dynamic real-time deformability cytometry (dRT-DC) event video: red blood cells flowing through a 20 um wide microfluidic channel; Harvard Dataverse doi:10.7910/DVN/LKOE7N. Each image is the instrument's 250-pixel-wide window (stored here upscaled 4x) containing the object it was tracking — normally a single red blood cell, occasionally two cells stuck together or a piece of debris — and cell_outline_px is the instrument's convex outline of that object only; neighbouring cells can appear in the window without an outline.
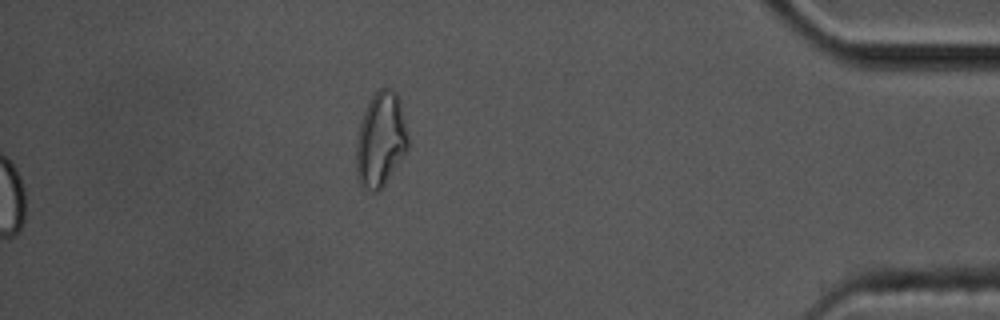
{"species": "common noctule bat (a hibernating species)", "species_latin": "Nyctalus noctula", "temperature_condition": "cold", "stored_images_in_passage": 47, "segment_of_instrument_passage": [2, 2], "camera_frame_rate_fps": 3000, "um_per_image_px": 0.085, "animal": {"sex": "male", "body_mass_g": 17.5, "forearm_length_mm": 52.3}, "frame": {"image": 1, "passage_image": 47, "time_ms": 15.333, "image_size_px": [1000, 320], "cell_outline_px": [[408, 148], [384, 184], [376, 192], [372, 192], [364, 188], [360, 184], [356, 176], [356, 140], [360, 124], [364, 112], [372, 96], [380, 88], [392, 88], [400, 96], [408, 132]], "centroid_in_image_um": [32.36, 11.84], "position_along_channel_um": 402.8, "area_um2": 28.67}}